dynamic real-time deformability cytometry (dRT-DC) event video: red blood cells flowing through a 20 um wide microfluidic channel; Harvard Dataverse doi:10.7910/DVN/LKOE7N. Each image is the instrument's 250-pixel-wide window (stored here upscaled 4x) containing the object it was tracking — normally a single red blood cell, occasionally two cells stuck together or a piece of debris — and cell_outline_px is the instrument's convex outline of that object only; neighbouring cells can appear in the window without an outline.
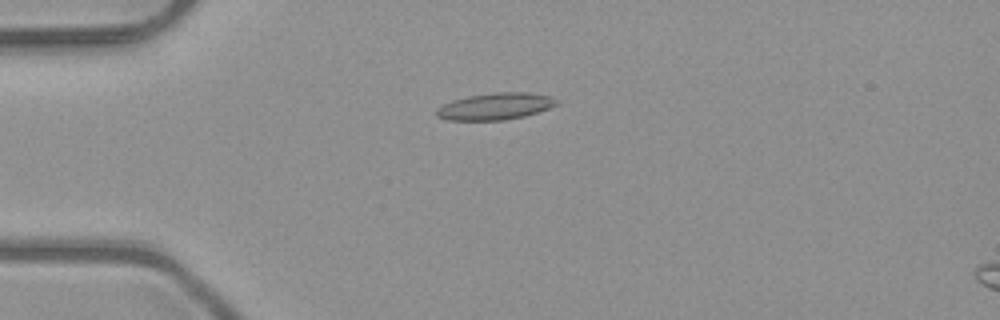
{"species": "common noctule bat (a hibernating species)", "species_latin": "Nyctalus noctula", "temperature_condition": "room temperature", "stored_images_in_passage": 5, "camera_frame_rate_fps": 3000, "um_per_image_px": 0.085, "animal": {"sex": "male", "body_mass_g": 23.1, "forearm_length_mm": 52.7}, "frame": {"image": 1, "passage_image": 4, "time_ms": 1.0, "image_size_px": [1000, 320], "cell_outline_px": [[556, 104], [548, 108], [524, 116], [504, 120], [448, 120], [436, 116], [436, 108], [452, 100], [468, 96], [496, 92], [528, 92], [548, 96], [556, 100]], "centroid_in_image_um": [42.04, 9.04], "position_along_channel_um": 43.0, "area_um2": 18.5}}